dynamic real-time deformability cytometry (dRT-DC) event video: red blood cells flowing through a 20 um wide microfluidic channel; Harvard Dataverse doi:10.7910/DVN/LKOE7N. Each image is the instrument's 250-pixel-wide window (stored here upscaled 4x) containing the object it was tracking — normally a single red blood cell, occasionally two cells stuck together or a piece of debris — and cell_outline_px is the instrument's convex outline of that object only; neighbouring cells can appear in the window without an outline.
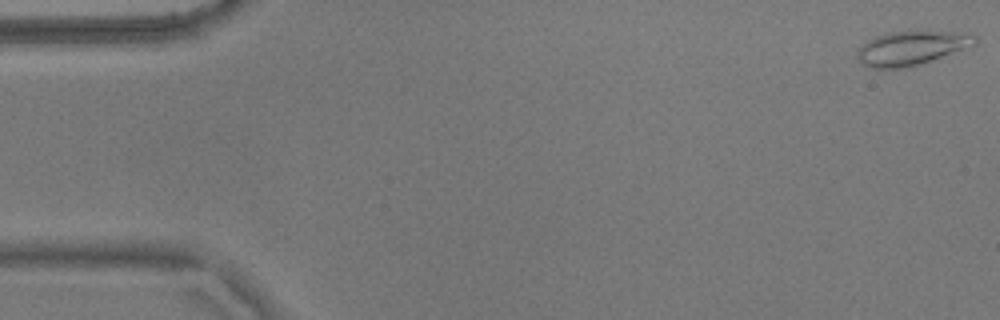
{"species": "common noctule bat (a hibernating species)", "species_latin": "Nyctalus noctula", "temperature_condition": "warm", "stored_images_in_passage": 17, "camera_frame_rate_fps": 3000, "um_per_image_px": 0.085, "animal": {"sex": "male", "body_mass_g": 17.9}, "frame": {"image": 1, "passage_image": 1, "time_ms": 0.0, "image_size_px": [1000, 320], "cell_outline_px": [[976, 44], [912, 68], [872, 68], [864, 64], [856, 56], [856, 52], [868, 40], [876, 36], [888, 32], [908, 28], [928, 28], [976, 36]], "centroid_in_image_um": [77.48, 4.04], "position_along_channel_um": 7.5, "area_um2": 24.22}}